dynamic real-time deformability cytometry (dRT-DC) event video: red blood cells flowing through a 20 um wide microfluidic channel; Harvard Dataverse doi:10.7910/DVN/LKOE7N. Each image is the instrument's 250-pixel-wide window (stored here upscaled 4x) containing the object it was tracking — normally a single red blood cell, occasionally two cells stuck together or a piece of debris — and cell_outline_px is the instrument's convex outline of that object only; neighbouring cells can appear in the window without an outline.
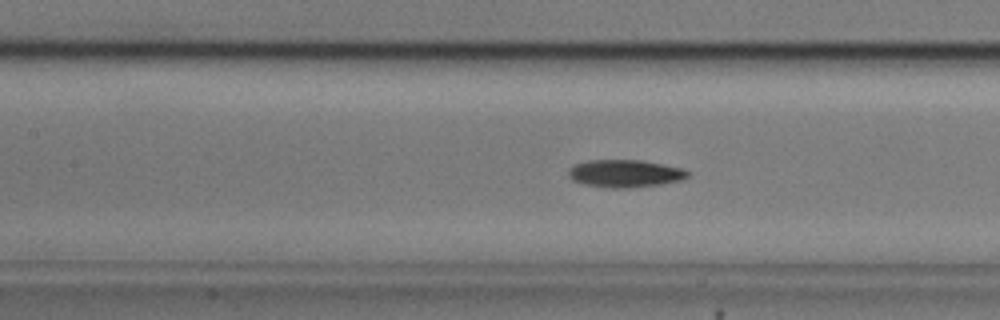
{"species": "common noctule bat (a hibernating species)", "species_latin": "Nyctalus noctula", "temperature_condition": "cold", "stored_images_in_passage": 40, "camera_frame_rate_fps": 3000, "um_per_image_px": 0.085, "animal": {"sex": "male", "body_mass_g": 20.5, "forearm_length_mm": 52.5}, "frame": {"image": 1, "passage_image": 9, "time_ms": 2.667, "image_size_px": [1000, 320], "cell_outline_px": [[692, 172], [688, 176], [680, 180], [660, 184], [624, 188], [612, 188], [584, 184], [572, 180], [568, 176], [568, 168], [576, 164], [588, 160], [640, 160], [684, 168]], "centroid_in_image_um": [53.12, 14.74], "position_along_channel_um": 154.3, "area_um2": 19.13}}
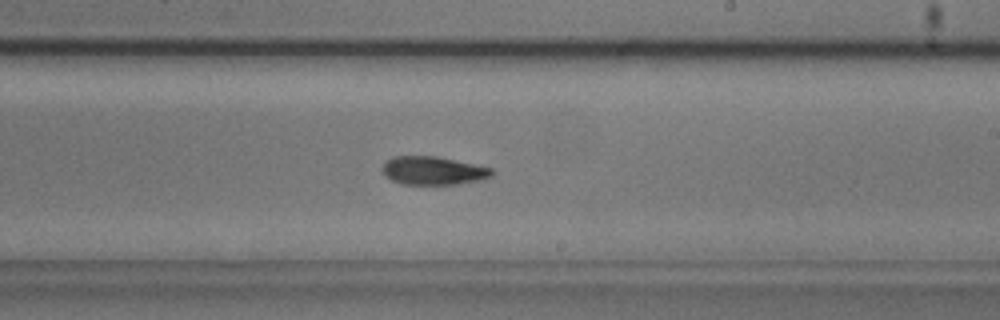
{"frame": {"image": 2, "passage_image": 17, "time_ms": 5.333, "image_size_px": [1000, 320], "cell_outline_px": [[496, 172], [492, 176], [476, 180], [456, 184], [404, 184], [392, 180], [384, 176], [380, 168], [392, 156], [436, 156], [492, 168]], "centroid_in_image_um": [36.79, 14.5], "position_along_channel_um": 252.2, "area_um2": 17.98}}
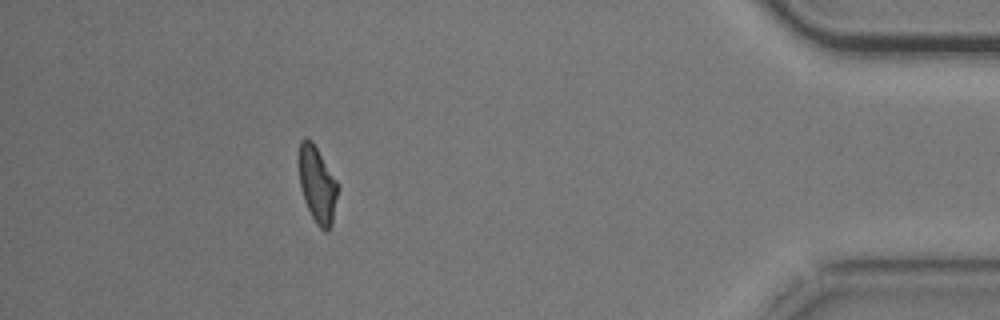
{"frame": {"image": 3, "passage_image": 34, "time_ms": 11.0, "image_size_px": [1000, 320], "cell_outline_px": [[340, 188], [332, 224], [328, 232], [324, 232], [316, 224], [304, 200], [300, 188], [300, 140], [312, 140], [340, 184]], "centroid_in_image_um": [27.03, 15.75], "position_along_channel_um": 408.2, "area_um2": 17.46}, "authors_computed_cell_mechanics": {"area_um2": 18.4382, "velocity_mm_per_s": 3.6846, "shape_relaxation_time_tau1_ms": 3.6017, "shape_relaxation_time_tau2_ms": null, "deformation_change_tau1": 0.1433, "deformation_change_tau2": null}}